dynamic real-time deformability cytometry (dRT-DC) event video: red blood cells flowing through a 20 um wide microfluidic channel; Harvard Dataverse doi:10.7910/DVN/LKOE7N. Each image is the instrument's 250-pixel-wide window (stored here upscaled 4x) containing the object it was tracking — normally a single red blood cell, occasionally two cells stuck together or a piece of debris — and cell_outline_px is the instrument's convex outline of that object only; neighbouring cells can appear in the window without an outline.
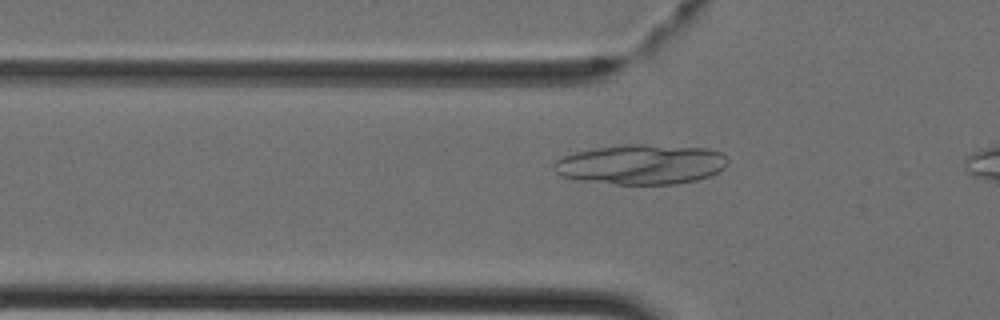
{"species": "Egyptian fruit bat (a non-hibernating species)", "species_latin": "Rousettus aegyptiacus", "temperature_condition": "cold", "stored_images_in_passage": 30, "camera_frame_rate_fps": 3000, "um_per_image_px": 0.085, "animal": {"sex": "female"}, "frame": {"image": 1, "passage_image": 8, "time_ms": 2.333, "image_size_px": [1000, 320], "cell_outline_px": [[728, 164], [720, 172], [712, 176], [696, 180], [676, 184], [616, 184], [572, 180], [560, 176], [552, 168], [552, 164], [556, 160], [564, 156], [576, 152], [596, 148], [624, 144], [644, 144], [708, 148], [720, 152], [728, 160]], "centroid_in_image_um": [54.49, 13.98], "position_along_channel_um": 71.3, "area_um2": 40.92}}
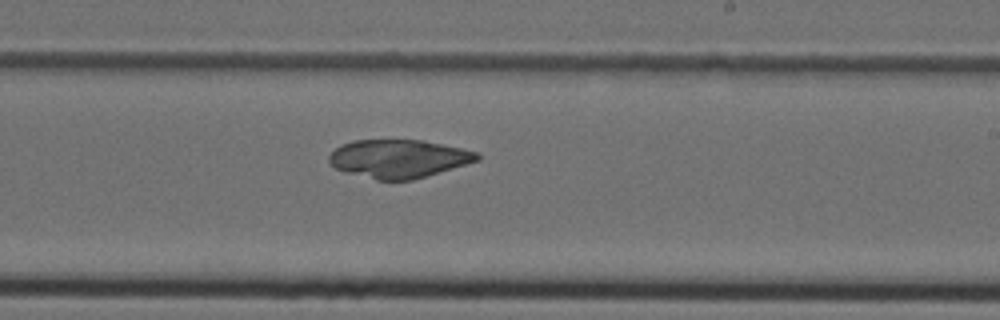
{"frame": {"image": 2, "passage_image": 20, "time_ms": 6.333, "image_size_px": [1000, 320], "cell_outline_px": [[480, 160], [412, 180], [376, 180], [348, 172], [336, 168], [328, 160], [328, 156], [340, 144], [352, 140], [420, 140], [464, 148], [480, 152]], "centroid_in_image_um": [33.91, 13.48], "position_along_channel_um": 255.1, "area_um2": 32.95}}
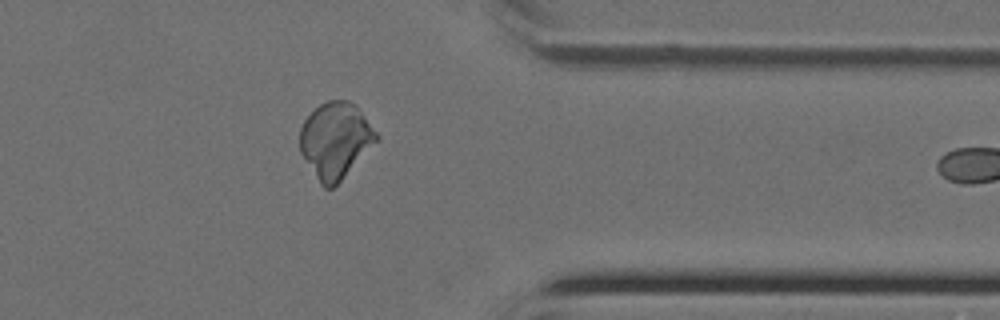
{"frame": {"image": 3, "passage_image": 29, "time_ms": 9.333, "image_size_px": [1000, 320], "cell_outline_px": [[380, 140], [332, 188], [324, 188], [320, 184], [300, 152], [300, 128], [304, 120], [320, 104], [328, 100], [348, 100], [356, 104], [380, 136]], "centroid_in_image_um": [28.54, 11.9], "position_along_channel_um": 382.9, "area_um2": 33.81}}